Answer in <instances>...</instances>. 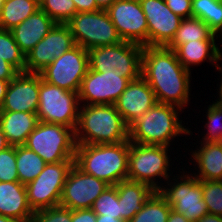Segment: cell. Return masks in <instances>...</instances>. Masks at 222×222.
Returning a JSON list of instances; mask_svg holds the SVG:
<instances>
[{"mask_svg": "<svg viewBox=\"0 0 222 222\" xmlns=\"http://www.w3.org/2000/svg\"><path fill=\"white\" fill-rule=\"evenodd\" d=\"M167 222H191L187 220L183 214L175 212L171 209Z\"/></svg>", "mask_w": 222, "mask_h": 222, "instance_id": "cell-42", "label": "cell"}, {"mask_svg": "<svg viewBox=\"0 0 222 222\" xmlns=\"http://www.w3.org/2000/svg\"><path fill=\"white\" fill-rule=\"evenodd\" d=\"M208 213L222 217V180H201Z\"/></svg>", "mask_w": 222, "mask_h": 222, "instance_id": "cell-34", "label": "cell"}, {"mask_svg": "<svg viewBox=\"0 0 222 222\" xmlns=\"http://www.w3.org/2000/svg\"><path fill=\"white\" fill-rule=\"evenodd\" d=\"M106 11L122 41L148 46V24L139 0H116Z\"/></svg>", "mask_w": 222, "mask_h": 222, "instance_id": "cell-13", "label": "cell"}, {"mask_svg": "<svg viewBox=\"0 0 222 222\" xmlns=\"http://www.w3.org/2000/svg\"><path fill=\"white\" fill-rule=\"evenodd\" d=\"M165 3L174 14L181 18L192 17V0H165Z\"/></svg>", "mask_w": 222, "mask_h": 222, "instance_id": "cell-38", "label": "cell"}, {"mask_svg": "<svg viewBox=\"0 0 222 222\" xmlns=\"http://www.w3.org/2000/svg\"><path fill=\"white\" fill-rule=\"evenodd\" d=\"M31 222H72L71 209L58 205L36 210Z\"/></svg>", "mask_w": 222, "mask_h": 222, "instance_id": "cell-37", "label": "cell"}, {"mask_svg": "<svg viewBox=\"0 0 222 222\" xmlns=\"http://www.w3.org/2000/svg\"><path fill=\"white\" fill-rule=\"evenodd\" d=\"M180 108L156 103L145 114L129 126V141L141 145H162L170 147V142L176 136L192 133L182 120L178 118Z\"/></svg>", "mask_w": 222, "mask_h": 222, "instance_id": "cell-4", "label": "cell"}, {"mask_svg": "<svg viewBox=\"0 0 222 222\" xmlns=\"http://www.w3.org/2000/svg\"><path fill=\"white\" fill-rule=\"evenodd\" d=\"M130 141L76 145L74 164L88 175L116 185L127 180Z\"/></svg>", "mask_w": 222, "mask_h": 222, "instance_id": "cell-3", "label": "cell"}, {"mask_svg": "<svg viewBox=\"0 0 222 222\" xmlns=\"http://www.w3.org/2000/svg\"><path fill=\"white\" fill-rule=\"evenodd\" d=\"M192 155L198 165V180H222V142H201Z\"/></svg>", "mask_w": 222, "mask_h": 222, "instance_id": "cell-24", "label": "cell"}, {"mask_svg": "<svg viewBox=\"0 0 222 222\" xmlns=\"http://www.w3.org/2000/svg\"><path fill=\"white\" fill-rule=\"evenodd\" d=\"M129 82L127 78L121 77V74H105L89 68L81 82L79 101L83 102V105H114Z\"/></svg>", "mask_w": 222, "mask_h": 222, "instance_id": "cell-16", "label": "cell"}, {"mask_svg": "<svg viewBox=\"0 0 222 222\" xmlns=\"http://www.w3.org/2000/svg\"><path fill=\"white\" fill-rule=\"evenodd\" d=\"M116 0H95L101 10H107Z\"/></svg>", "mask_w": 222, "mask_h": 222, "instance_id": "cell-46", "label": "cell"}, {"mask_svg": "<svg viewBox=\"0 0 222 222\" xmlns=\"http://www.w3.org/2000/svg\"><path fill=\"white\" fill-rule=\"evenodd\" d=\"M9 81L0 79V109L3 105Z\"/></svg>", "mask_w": 222, "mask_h": 222, "instance_id": "cell-44", "label": "cell"}, {"mask_svg": "<svg viewBox=\"0 0 222 222\" xmlns=\"http://www.w3.org/2000/svg\"><path fill=\"white\" fill-rule=\"evenodd\" d=\"M40 9L57 24H66L77 13L73 0H43Z\"/></svg>", "mask_w": 222, "mask_h": 222, "instance_id": "cell-32", "label": "cell"}, {"mask_svg": "<svg viewBox=\"0 0 222 222\" xmlns=\"http://www.w3.org/2000/svg\"><path fill=\"white\" fill-rule=\"evenodd\" d=\"M206 127L207 132L201 142H222V106L216 102L208 106Z\"/></svg>", "mask_w": 222, "mask_h": 222, "instance_id": "cell-35", "label": "cell"}, {"mask_svg": "<svg viewBox=\"0 0 222 222\" xmlns=\"http://www.w3.org/2000/svg\"><path fill=\"white\" fill-rule=\"evenodd\" d=\"M38 122L37 113L0 111V124L10 146L24 145Z\"/></svg>", "mask_w": 222, "mask_h": 222, "instance_id": "cell-22", "label": "cell"}, {"mask_svg": "<svg viewBox=\"0 0 222 222\" xmlns=\"http://www.w3.org/2000/svg\"><path fill=\"white\" fill-rule=\"evenodd\" d=\"M24 146L38 154L46 164L74 161L75 131L62 124L39 121Z\"/></svg>", "mask_w": 222, "mask_h": 222, "instance_id": "cell-6", "label": "cell"}, {"mask_svg": "<svg viewBox=\"0 0 222 222\" xmlns=\"http://www.w3.org/2000/svg\"><path fill=\"white\" fill-rule=\"evenodd\" d=\"M192 17L199 18L222 35V0H192Z\"/></svg>", "mask_w": 222, "mask_h": 222, "instance_id": "cell-30", "label": "cell"}, {"mask_svg": "<svg viewBox=\"0 0 222 222\" xmlns=\"http://www.w3.org/2000/svg\"><path fill=\"white\" fill-rule=\"evenodd\" d=\"M3 5H4V2L0 0V14H1V11H2Z\"/></svg>", "mask_w": 222, "mask_h": 222, "instance_id": "cell-50", "label": "cell"}, {"mask_svg": "<svg viewBox=\"0 0 222 222\" xmlns=\"http://www.w3.org/2000/svg\"><path fill=\"white\" fill-rule=\"evenodd\" d=\"M79 109L78 92L49 84L41 77L37 109L39 121L62 124L75 131Z\"/></svg>", "mask_w": 222, "mask_h": 222, "instance_id": "cell-8", "label": "cell"}, {"mask_svg": "<svg viewBox=\"0 0 222 222\" xmlns=\"http://www.w3.org/2000/svg\"><path fill=\"white\" fill-rule=\"evenodd\" d=\"M141 76L158 103L176 106L179 112L188 104L191 72L179 62L174 50L143 46Z\"/></svg>", "mask_w": 222, "mask_h": 222, "instance_id": "cell-1", "label": "cell"}, {"mask_svg": "<svg viewBox=\"0 0 222 222\" xmlns=\"http://www.w3.org/2000/svg\"><path fill=\"white\" fill-rule=\"evenodd\" d=\"M19 181L16 168V146L0 152V182Z\"/></svg>", "mask_w": 222, "mask_h": 222, "instance_id": "cell-36", "label": "cell"}, {"mask_svg": "<svg viewBox=\"0 0 222 222\" xmlns=\"http://www.w3.org/2000/svg\"><path fill=\"white\" fill-rule=\"evenodd\" d=\"M97 215L92 209L71 210L72 222H96Z\"/></svg>", "mask_w": 222, "mask_h": 222, "instance_id": "cell-39", "label": "cell"}, {"mask_svg": "<svg viewBox=\"0 0 222 222\" xmlns=\"http://www.w3.org/2000/svg\"><path fill=\"white\" fill-rule=\"evenodd\" d=\"M0 222H17L16 220L10 218V217H6L3 215H0Z\"/></svg>", "mask_w": 222, "mask_h": 222, "instance_id": "cell-49", "label": "cell"}, {"mask_svg": "<svg viewBox=\"0 0 222 222\" xmlns=\"http://www.w3.org/2000/svg\"><path fill=\"white\" fill-rule=\"evenodd\" d=\"M168 146L141 145L130 142L128 175L127 179L149 185L154 191H158L161 185L156 178H170L168 171L170 161ZM169 169V170H168Z\"/></svg>", "mask_w": 222, "mask_h": 222, "instance_id": "cell-7", "label": "cell"}, {"mask_svg": "<svg viewBox=\"0 0 222 222\" xmlns=\"http://www.w3.org/2000/svg\"><path fill=\"white\" fill-rule=\"evenodd\" d=\"M175 177L180 179V181ZM174 178L172 179L175 182L168 184L170 188H165V186L162 185L158 190L172 209L177 213L183 214V216L191 222H195L206 215L208 209L202 197L201 180H198L191 173L190 175L183 174V176L181 175L180 177L176 175Z\"/></svg>", "mask_w": 222, "mask_h": 222, "instance_id": "cell-12", "label": "cell"}, {"mask_svg": "<svg viewBox=\"0 0 222 222\" xmlns=\"http://www.w3.org/2000/svg\"><path fill=\"white\" fill-rule=\"evenodd\" d=\"M156 103L155 93L141 76L127 84L125 91L114 105L124 122L130 126Z\"/></svg>", "mask_w": 222, "mask_h": 222, "instance_id": "cell-19", "label": "cell"}, {"mask_svg": "<svg viewBox=\"0 0 222 222\" xmlns=\"http://www.w3.org/2000/svg\"><path fill=\"white\" fill-rule=\"evenodd\" d=\"M40 73L20 72L9 82L0 111L37 113Z\"/></svg>", "mask_w": 222, "mask_h": 222, "instance_id": "cell-18", "label": "cell"}, {"mask_svg": "<svg viewBox=\"0 0 222 222\" xmlns=\"http://www.w3.org/2000/svg\"><path fill=\"white\" fill-rule=\"evenodd\" d=\"M46 165L45 161L24 145L16 146V168L19 182L26 185L33 181Z\"/></svg>", "mask_w": 222, "mask_h": 222, "instance_id": "cell-28", "label": "cell"}, {"mask_svg": "<svg viewBox=\"0 0 222 222\" xmlns=\"http://www.w3.org/2000/svg\"><path fill=\"white\" fill-rule=\"evenodd\" d=\"M116 188L120 204V219L127 222L136 215L154 192L149 185L128 179L116 184Z\"/></svg>", "mask_w": 222, "mask_h": 222, "instance_id": "cell-23", "label": "cell"}, {"mask_svg": "<svg viewBox=\"0 0 222 222\" xmlns=\"http://www.w3.org/2000/svg\"><path fill=\"white\" fill-rule=\"evenodd\" d=\"M195 222H222V217L211 213H207L206 215L199 218Z\"/></svg>", "mask_w": 222, "mask_h": 222, "instance_id": "cell-43", "label": "cell"}, {"mask_svg": "<svg viewBox=\"0 0 222 222\" xmlns=\"http://www.w3.org/2000/svg\"><path fill=\"white\" fill-rule=\"evenodd\" d=\"M143 46L122 41L88 50L89 68L105 74H121L129 81L141 77Z\"/></svg>", "mask_w": 222, "mask_h": 222, "instance_id": "cell-5", "label": "cell"}, {"mask_svg": "<svg viewBox=\"0 0 222 222\" xmlns=\"http://www.w3.org/2000/svg\"><path fill=\"white\" fill-rule=\"evenodd\" d=\"M148 24V46L166 47L183 18L174 14L165 0H139Z\"/></svg>", "mask_w": 222, "mask_h": 222, "instance_id": "cell-17", "label": "cell"}, {"mask_svg": "<svg viewBox=\"0 0 222 222\" xmlns=\"http://www.w3.org/2000/svg\"><path fill=\"white\" fill-rule=\"evenodd\" d=\"M74 161L50 163L33 181L27 183L26 191L33 211L58 206L69 170Z\"/></svg>", "mask_w": 222, "mask_h": 222, "instance_id": "cell-10", "label": "cell"}, {"mask_svg": "<svg viewBox=\"0 0 222 222\" xmlns=\"http://www.w3.org/2000/svg\"><path fill=\"white\" fill-rule=\"evenodd\" d=\"M20 72L11 64L6 62L0 57V79L11 81L13 80Z\"/></svg>", "mask_w": 222, "mask_h": 222, "instance_id": "cell-40", "label": "cell"}, {"mask_svg": "<svg viewBox=\"0 0 222 222\" xmlns=\"http://www.w3.org/2000/svg\"><path fill=\"white\" fill-rule=\"evenodd\" d=\"M215 37L217 39L218 35L199 18H185L182 19L172 41L166 48L175 51L181 44L195 40H215Z\"/></svg>", "mask_w": 222, "mask_h": 222, "instance_id": "cell-26", "label": "cell"}, {"mask_svg": "<svg viewBox=\"0 0 222 222\" xmlns=\"http://www.w3.org/2000/svg\"><path fill=\"white\" fill-rule=\"evenodd\" d=\"M81 106L75 129L76 145L116 144L129 140V126L115 105Z\"/></svg>", "mask_w": 222, "mask_h": 222, "instance_id": "cell-2", "label": "cell"}, {"mask_svg": "<svg viewBox=\"0 0 222 222\" xmlns=\"http://www.w3.org/2000/svg\"><path fill=\"white\" fill-rule=\"evenodd\" d=\"M0 57L19 72H25V54L20 50L11 30L0 28Z\"/></svg>", "mask_w": 222, "mask_h": 222, "instance_id": "cell-31", "label": "cell"}, {"mask_svg": "<svg viewBox=\"0 0 222 222\" xmlns=\"http://www.w3.org/2000/svg\"><path fill=\"white\" fill-rule=\"evenodd\" d=\"M39 9L36 0H6L0 14V28L12 30Z\"/></svg>", "mask_w": 222, "mask_h": 222, "instance_id": "cell-27", "label": "cell"}, {"mask_svg": "<svg viewBox=\"0 0 222 222\" xmlns=\"http://www.w3.org/2000/svg\"><path fill=\"white\" fill-rule=\"evenodd\" d=\"M73 2L75 3L77 13L101 10L96 5L95 0H73Z\"/></svg>", "mask_w": 222, "mask_h": 222, "instance_id": "cell-41", "label": "cell"}, {"mask_svg": "<svg viewBox=\"0 0 222 222\" xmlns=\"http://www.w3.org/2000/svg\"><path fill=\"white\" fill-rule=\"evenodd\" d=\"M217 70H218V71H221V75H222V65H221V67L219 66ZM220 80H221L220 86H219V87H220V88H219L220 91H218V92H219V98L216 100V103H217L218 105H221V106H222V78H221Z\"/></svg>", "mask_w": 222, "mask_h": 222, "instance_id": "cell-48", "label": "cell"}, {"mask_svg": "<svg viewBox=\"0 0 222 222\" xmlns=\"http://www.w3.org/2000/svg\"><path fill=\"white\" fill-rule=\"evenodd\" d=\"M89 69L88 50L75 45L54 59L40 72L44 81L68 91L79 92L81 82Z\"/></svg>", "mask_w": 222, "mask_h": 222, "instance_id": "cell-11", "label": "cell"}, {"mask_svg": "<svg viewBox=\"0 0 222 222\" xmlns=\"http://www.w3.org/2000/svg\"><path fill=\"white\" fill-rule=\"evenodd\" d=\"M56 24L44 11L39 9L15 26L11 32L20 50L26 56Z\"/></svg>", "mask_w": 222, "mask_h": 222, "instance_id": "cell-21", "label": "cell"}, {"mask_svg": "<svg viewBox=\"0 0 222 222\" xmlns=\"http://www.w3.org/2000/svg\"><path fill=\"white\" fill-rule=\"evenodd\" d=\"M109 186L105 181L84 173L74 164L66 177L59 205L71 210L91 209L94 201Z\"/></svg>", "mask_w": 222, "mask_h": 222, "instance_id": "cell-14", "label": "cell"}, {"mask_svg": "<svg viewBox=\"0 0 222 222\" xmlns=\"http://www.w3.org/2000/svg\"><path fill=\"white\" fill-rule=\"evenodd\" d=\"M171 209L159 191H154L129 222H167Z\"/></svg>", "mask_w": 222, "mask_h": 222, "instance_id": "cell-29", "label": "cell"}, {"mask_svg": "<svg viewBox=\"0 0 222 222\" xmlns=\"http://www.w3.org/2000/svg\"><path fill=\"white\" fill-rule=\"evenodd\" d=\"M66 25L75 43L85 50L122 42L106 10L76 13Z\"/></svg>", "mask_w": 222, "mask_h": 222, "instance_id": "cell-9", "label": "cell"}, {"mask_svg": "<svg viewBox=\"0 0 222 222\" xmlns=\"http://www.w3.org/2000/svg\"><path fill=\"white\" fill-rule=\"evenodd\" d=\"M10 145L8 144L6 138H5V134L2 131V127L0 124V152H2L3 150H5L7 147H9Z\"/></svg>", "mask_w": 222, "mask_h": 222, "instance_id": "cell-47", "label": "cell"}, {"mask_svg": "<svg viewBox=\"0 0 222 222\" xmlns=\"http://www.w3.org/2000/svg\"><path fill=\"white\" fill-rule=\"evenodd\" d=\"M76 45L66 24H56L25 56V72L40 73L54 59Z\"/></svg>", "mask_w": 222, "mask_h": 222, "instance_id": "cell-15", "label": "cell"}, {"mask_svg": "<svg viewBox=\"0 0 222 222\" xmlns=\"http://www.w3.org/2000/svg\"><path fill=\"white\" fill-rule=\"evenodd\" d=\"M96 222H127V221H124L123 219L109 217L106 215H97Z\"/></svg>", "mask_w": 222, "mask_h": 222, "instance_id": "cell-45", "label": "cell"}, {"mask_svg": "<svg viewBox=\"0 0 222 222\" xmlns=\"http://www.w3.org/2000/svg\"><path fill=\"white\" fill-rule=\"evenodd\" d=\"M91 209L96 215H106L120 219V204L116 185H110L94 201Z\"/></svg>", "mask_w": 222, "mask_h": 222, "instance_id": "cell-33", "label": "cell"}, {"mask_svg": "<svg viewBox=\"0 0 222 222\" xmlns=\"http://www.w3.org/2000/svg\"><path fill=\"white\" fill-rule=\"evenodd\" d=\"M215 41L216 40L190 41L181 44L175 50V53L179 62L189 71L191 70L190 66H198L206 59H208L209 62L212 65H215L216 69H218L219 65L217 63L222 60V52H220Z\"/></svg>", "mask_w": 222, "mask_h": 222, "instance_id": "cell-25", "label": "cell"}, {"mask_svg": "<svg viewBox=\"0 0 222 222\" xmlns=\"http://www.w3.org/2000/svg\"><path fill=\"white\" fill-rule=\"evenodd\" d=\"M33 214L24 184L19 181L0 182V215L17 222H31Z\"/></svg>", "mask_w": 222, "mask_h": 222, "instance_id": "cell-20", "label": "cell"}, {"mask_svg": "<svg viewBox=\"0 0 222 222\" xmlns=\"http://www.w3.org/2000/svg\"><path fill=\"white\" fill-rule=\"evenodd\" d=\"M39 4L42 3L43 0H36Z\"/></svg>", "mask_w": 222, "mask_h": 222, "instance_id": "cell-51", "label": "cell"}]
</instances>
